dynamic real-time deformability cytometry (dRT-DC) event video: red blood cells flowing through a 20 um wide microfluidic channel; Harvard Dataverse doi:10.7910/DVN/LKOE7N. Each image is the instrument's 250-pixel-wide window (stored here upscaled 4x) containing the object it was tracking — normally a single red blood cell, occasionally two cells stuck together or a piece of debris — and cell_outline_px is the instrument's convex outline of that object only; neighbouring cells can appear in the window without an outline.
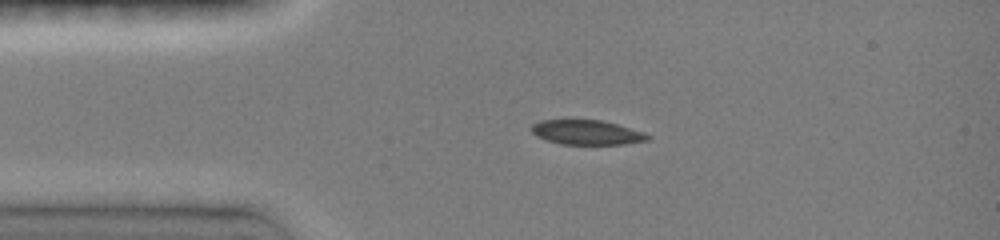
{"species": "common noctule bat (a hibernating species)", "species_latin": "Nyctalus noctula", "temperature_condition": "room temperature", "stored_images_in_passage": 5, "camera_frame_rate_fps": 3000, "um_per_image_px": 0.085, "animal": {"sex": "female", "body_mass_g": 19.0, "forearm_length_mm": 51.5}, "frame": {"image": 1, "passage_image": 1, "time_ms": 0.0, "image_size_px": [1000, 240], "cell_outline_px": [[652, 136], [648, 140], [624, 144], [560, 144], [536, 136], [532, 132], [532, 124], [540, 120], [600, 120], [616, 124], [644, 132]], "centroid_in_image_um": [49.88, 11.25], "position_along_channel_um": 35.1, "area_um2": 16.53}}
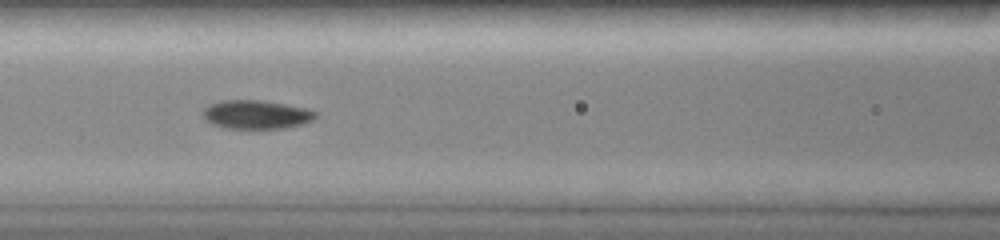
{"frame": {"image": 2, "passage_image": 4, "time_ms": 3.333, "image_size_px": [1000, 240], "cell_outline_px": [[316, 116], [312, 120], [300, 124], [284, 128], [228, 128], [212, 124], [204, 116], [204, 108], [208, 104], [224, 100], [260, 100], [308, 108], [316, 112]], "centroid_in_image_um": [21.79, 9.72], "position_along_channel_um": 144.8, "area_um2": 18.55}}